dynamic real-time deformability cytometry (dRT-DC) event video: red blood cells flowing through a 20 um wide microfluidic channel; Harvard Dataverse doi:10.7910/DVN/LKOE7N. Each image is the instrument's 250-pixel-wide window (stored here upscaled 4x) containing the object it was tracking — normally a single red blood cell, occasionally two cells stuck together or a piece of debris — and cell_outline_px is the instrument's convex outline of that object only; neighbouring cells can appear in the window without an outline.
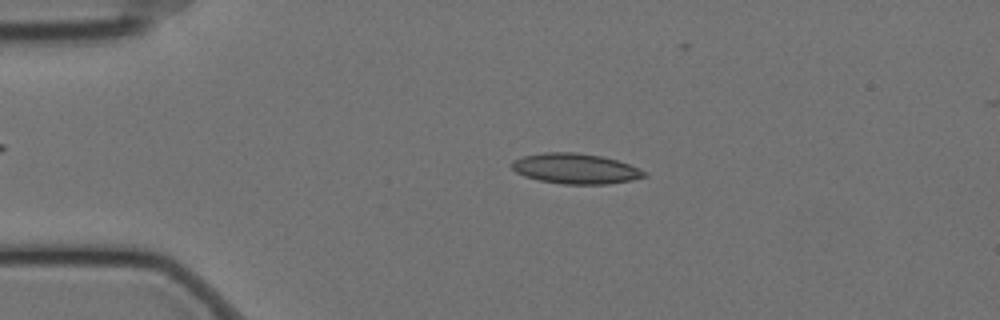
{"species": "Egyptian fruit bat (a non-hibernating species)", "species_latin": "Rousettus aegyptiacus", "temperature_condition": "cold", "stored_images_in_passage": 57, "camera_frame_rate_fps": 3000, "um_per_image_px": 0.085, "animal": {"sex": "female"}, "frame": {"image": 1, "passage_image": 12, "time_ms": 3.667, "image_size_px": [1000, 320], "cell_outline_px": [[648, 176], [632, 180], [604, 184], [564, 184], [540, 180], [524, 176], [516, 172], [512, 168], [512, 160], [524, 156], [544, 152], [572, 152], [600, 156], [616, 160], [628, 164], [648, 172]], "centroid_in_image_um": [48.92, 14.33], "position_along_channel_um": 36.1, "area_um2": 23.24}}
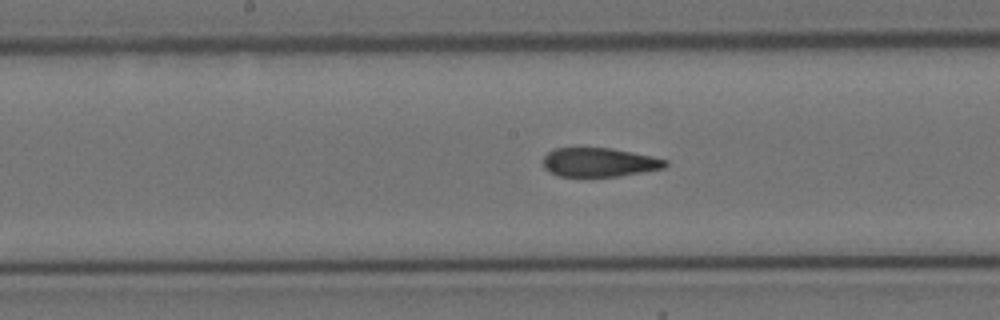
{"frame": {"image": 2, "passage_image": 29, "time_ms": 9.333, "image_size_px": [1000, 320], "cell_outline_px": [[668, 164], [664, 168], [620, 176], [560, 176], [548, 172], [544, 168], [544, 156], [552, 148], [612, 148], [632, 152], [668, 160]], "centroid_in_image_um": [50.92, 13.79], "position_along_channel_um": 197.3, "area_um2": 20.58}}
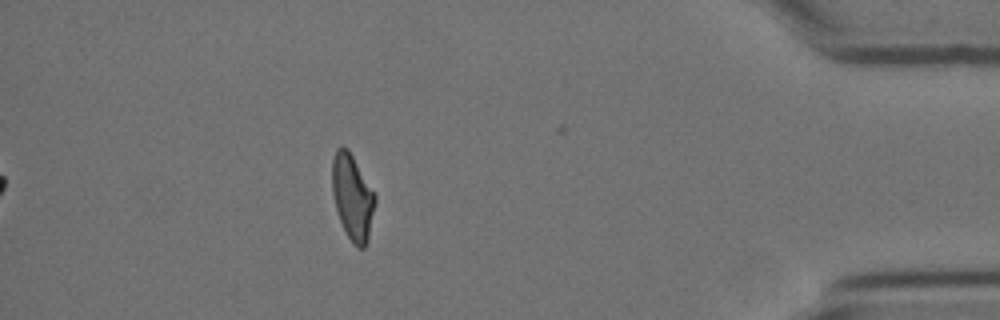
{"frame": {"image": 3, "passage_image": 51, "time_ms": 16.667, "image_size_px": [1000, 320], "cell_outline_px": [[376, 200], [368, 240], [364, 248], [356, 248], [352, 244], [340, 220], [336, 208], [332, 192], [332, 160], [336, 148], [348, 148], [376, 196]], "centroid_in_image_um": [29.96, 16.77], "position_along_channel_um": 405.2, "area_um2": 21.21}, "authors_computed_cell_mechanics": {"area_um2": 22.0218, "velocity_mm_per_s": 3.4855, "shape_relaxation_time_tau1_ms": null, "shape_relaxation_time_tau2_ms": 2.7353, "deformation_change_tau1": null, "deformation_change_tau2": 0.0948}}